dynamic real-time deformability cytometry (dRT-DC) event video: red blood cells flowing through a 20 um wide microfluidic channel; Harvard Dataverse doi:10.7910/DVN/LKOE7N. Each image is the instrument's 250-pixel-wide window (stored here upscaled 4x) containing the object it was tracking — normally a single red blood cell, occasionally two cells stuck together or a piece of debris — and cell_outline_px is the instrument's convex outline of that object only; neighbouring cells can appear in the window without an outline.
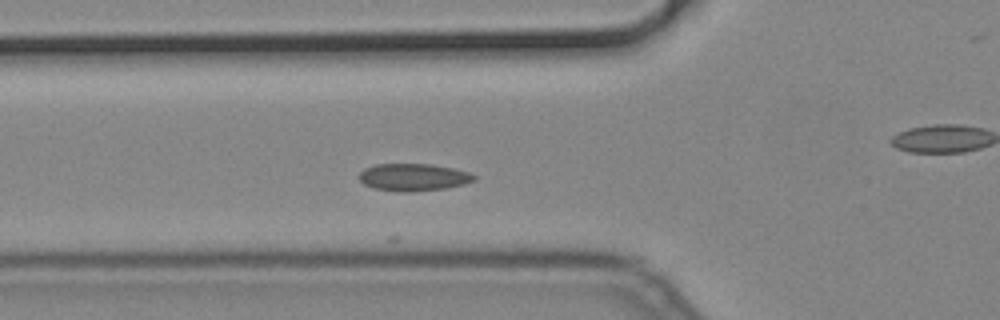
{"species": "common noctule bat (a hibernating species)", "species_latin": "Nyctalus noctula", "temperature_condition": "cold", "stored_images_in_passage": 5, "camera_frame_rate_fps": 3000, "um_per_image_px": 0.085, "animal": {"sex": "male", "body_mass_g": 19.2, "forearm_length_mm": 51.8}, "frame": {"image": 1, "passage_image": 2, "time_ms": 0.333, "image_size_px": [1000, 320], "cell_outline_px": [[476, 180], [464, 184], [444, 188], [412, 192], [396, 192], [372, 188], [364, 184], [360, 180], [360, 172], [364, 168], [376, 164], [432, 164], [452, 168], [468, 172], [476, 176]], "centroid_in_image_um": [35.12, 15.07], "position_along_channel_um": 90.7, "area_um2": 18.38}}